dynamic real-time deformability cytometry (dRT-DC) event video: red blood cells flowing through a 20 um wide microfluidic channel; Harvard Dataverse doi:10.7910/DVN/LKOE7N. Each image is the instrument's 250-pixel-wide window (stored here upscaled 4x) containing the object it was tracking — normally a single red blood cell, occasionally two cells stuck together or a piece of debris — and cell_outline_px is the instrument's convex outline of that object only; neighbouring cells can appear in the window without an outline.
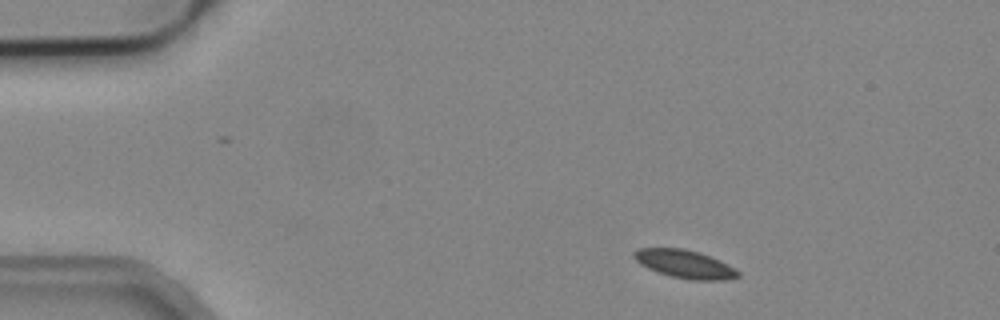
{"species": "common noctule bat (a hibernating species)", "species_latin": "Nyctalus noctula", "temperature_condition": "cold", "stored_images_in_passage": 3, "camera_frame_rate_fps": 3000, "um_per_image_px": 0.085, "animal": {"sex": "male", "body_mass_g": 19.2, "forearm_length_mm": 51.8}, "frame": {"image": 1, "passage_image": 1, "time_ms": 0.0, "image_size_px": [1000, 320], "cell_outline_px": [[740, 276], [724, 280], [688, 280], [656, 272], [640, 264], [632, 256], [632, 252], [640, 248], [684, 248], [700, 252], [720, 260], [736, 268], [740, 272]], "centroid_in_image_um": [58.22, 22.44], "position_along_channel_um": 26.8, "area_um2": 17.28}}
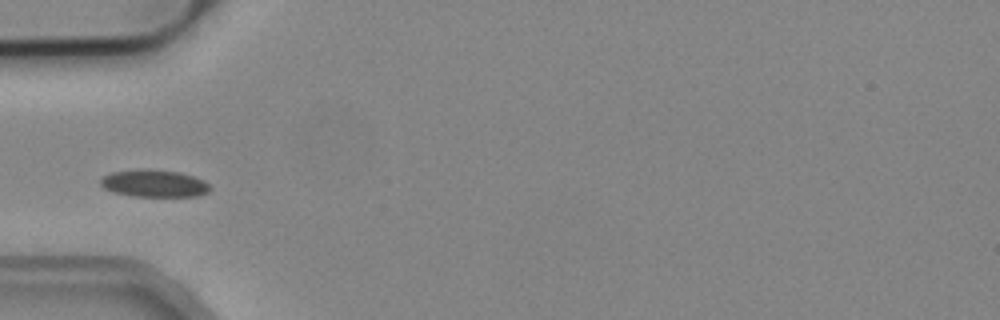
{"frame": {"image": 2, "passage_image": 3, "time_ms": 0.667, "image_size_px": [1000, 320], "cell_outline_px": [[212, 188], [208, 192], [200, 196], [132, 196], [112, 192], [104, 188], [100, 184], [100, 180], [104, 176], [112, 172], [136, 168], [148, 168], [176, 172], [192, 176], [204, 180]], "centroid_in_image_um": [13.08, 15.58], "position_along_channel_um": 71.9, "area_um2": 17.57}}